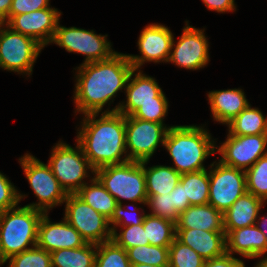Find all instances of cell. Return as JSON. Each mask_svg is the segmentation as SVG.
Returning a JSON list of instances; mask_svg holds the SVG:
<instances>
[{
  "label": "cell",
  "instance_id": "obj_44",
  "mask_svg": "<svg viewBox=\"0 0 267 267\" xmlns=\"http://www.w3.org/2000/svg\"><path fill=\"white\" fill-rule=\"evenodd\" d=\"M12 0H0V20L6 21L9 18V11Z\"/></svg>",
  "mask_w": 267,
  "mask_h": 267
},
{
  "label": "cell",
  "instance_id": "obj_43",
  "mask_svg": "<svg viewBox=\"0 0 267 267\" xmlns=\"http://www.w3.org/2000/svg\"><path fill=\"white\" fill-rule=\"evenodd\" d=\"M208 10L225 13L236 10L235 0H202Z\"/></svg>",
  "mask_w": 267,
  "mask_h": 267
},
{
  "label": "cell",
  "instance_id": "obj_42",
  "mask_svg": "<svg viewBox=\"0 0 267 267\" xmlns=\"http://www.w3.org/2000/svg\"><path fill=\"white\" fill-rule=\"evenodd\" d=\"M170 194H172L173 208H175L179 214L191 206L189 200L185 199L184 187L180 182L170 192Z\"/></svg>",
  "mask_w": 267,
  "mask_h": 267
},
{
  "label": "cell",
  "instance_id": "obj_21",
  "mask_svg": "<svg viewBox=\"0 0 267 267\" xmlns=\"http://www.w3.org/2000/svg\"><path fill=\"white\" fill-rule=\"evenodd\" d=\"M207 96L214 120L226 125L249 105L242 89L216 90Z\"/></svg>",
  "mask_w": 267,
  "mask_h": 267
},
{
  "label": "cell",
  "instance_id": "obj_1",
  "mask_svg": "<svg viewBox=\"0 0 267 267\" xmlns=\"http://www.w3.org/2000/svg\"><path fill=\"white\" fill-rule=\"evenodd\" d=\"M134 67L127 54L114 53L109 59L82 63L76 72V112L99 113L119 90L126 89Z\"/></svg>",
  "mask_w": 267,
  "mask_h": 267
},
{
  "label": "cell",
  "instance_id": "obj_15",
  "mask_svg": "<svg viewBox=\"0 0 267 267\" xmlns=\"http://www.w3.org/2000/svg\"><path fill=\"white\" fill-rule=\"evenodd\" d=\"M61 12L48 7L30 13L9 15L5 25L23 35L32 37L43 47L52 42Z\"/></svg>",
  "mask_w": 267,
  "mask_h": 267
},
{
  "label": "cell",
  "instance_id": "obj_10",
  "mask_svg": "<svg viewBox=\"0 0 267 267\" xmlns=\"http://www.w3.org/2000/svg\"><path fill=\"white\" fill-rule=\"evenodd\" d=\"M108 35L96 34L94 30L77 27H64L58 22L51 43L64 48L67 52L79 53L86 56L83 63L109 59L115 51L111 48Z\"/></svg>",
  "mask_w": 267,
  "mask_h": 267
},
{
  "label": "cell",
  "instance_id": "obj_16",
  "mask_svg": "<svg viewBox=\"0 0 267 267\" xmlns=\"http://www.w3.org/2000/svg\"><path fill=\"white\" fill-rule=\"evenodd\" d=\"M173 36L165 25L158 23L147 25L141 31L137 43L141 56L127 55L134 69L138 70L145 62H168Z\"/></svg>",
  "mask_w": 267,
  "mask_h": 267
},
{
  "label": "cell",
  "instance_id": "obj_17",
  "mask_svg": "<svg viewBox=\"0 0 267 267\" xmlns=\"http://www.w3.org/2000/svg\"><path fill=\"white\" fill-rule=\"evenodd\" d=\"M138 71V72H137ZM137 72V74H135ZM141 70L133 69L128 79L125 93L126 104L120 102L112 110L104 112H120L124 116H131L142 104L168 103V100L156 82L155 78L142 74ZM134 76V78H132ZM124 103V104H123Z\"/></svg>",
  "mask_w": 267,
  "mask_h": 267
},
{
  "label": "cell",
  "instance_id": "obj_30",
  "mask_svg": "<svg viewBox=\"0 0 267 267\" xmlns=\"http://www.w3.org/2000/svg\"><path fill=\"white\" fill-rule=\"evenodd\" d=\"M131 264H147L158 267L169 266V247L138 245L126 250Z\"/></svg>",
  "mask_w": 267,
  "mask_h": 267
},
{
  "label": "cell",
  "instance_id": "obj_6",
  "mask_svg": "<svg viewBox=\"0 0 267 267\" xmlns=\"http://www.w3.org/2000/svg\"><path fill=\"white\" fill-rule=\"evenodd\" d=\"M48 165L67 194H76L86 184L83 179L90 176L88 172L95 173L78 143L73 148L59 141L53 146Z\"/></svg>",
  "mask_w": 267,
  "mask_h": 267
},
{
  "label": "cell",
  "instance_id": "obj_46",
  "mask_svg": "<svg viewBox=\"0 0 267 267\" xmlns=\"http://www.w3.org/2000/svg\"><path fill=\"white\" fill-rule=\"evenodd\" d=\"M255 267H267V256L261 259Z\"/></svg>",
  "mask_w": 267,
  "mask_h": 267
},
{
  "label": "cell",
  "instance_id": "obj_11",
  "mask_svg": "<svg viewBox=\"0 0 267 267\" xmlns=\"http://www.w3.org/2000/svg\"><path fill=\"white\" fill-rule=\"evenodd\" d=\"M172 126L125 116L127 157L131 161H146L153 156L158 145H164L168 129Z\"/></svg>",
  "mask_w": 267,
  "mask_h": 267
},
{
  "label": "cell",
  "instance_id": "obj_26",
  "mask_svg": "<svg viewBox=\"0 0 267 267\" xmlns=\"http://www.w3.org/2000/svg\"><path fill=\"white\" fill-rule=\"evenodd\" d=\"M50 254L52 267H95L97 244L86 243L80 248L58 249Z\"/></svg>",
  "mask_w": 267,
  "mask_h": 267
},
{
  "label": "cell",
  "instance_id": "obj_39",
  "mask_svg": "<svg viewBox=\"0 0 267 267\" xmlns=\"http://www.w3.org/2000/svg\"><path fill=\"white\" fill-rule=\"evenodd\" d=\"M169 103H148L142 104V106L137 109L132 116L142 120L163 123L168 112Z\"/></svg>",
  "mask_w": 267,
  "mask_h": 267
},
{
  "label": "cell",
  "instance_id": "obj_7",
  "mask_svg": "<svg viewBox=\"0 0 267 267\" xmlns=\"http://www.w3.org/2000/svg\"><path fill=\"white\" fill-rule=\"evenodd\" d=\"M26 178L38 198V203L26 205L48 213V210L58 206L66 200L67 193L53 175L51 168L31 154H25L19 159Z\"/></svg>",
  "mask_w": 267,
  "mask_h": 267
},
{
  "label": "cell",
  "instance_id": "obj_31",
  "mask_svg": "<svg viewBox=\"0 0 267 267\" xmlns=\"http://www.w3.org/2000/svg\"><path fill=\"white\" fill-rule=\"evenodd\" d=\"M127 251L113 240L97 244L95 267H130Z\"/></svg>",
  "mask_w": 267,
  "mask_h": 267
},
{
  "label": "cell",
  "instance_id": "obj_28",
  "mask_svg": "<svg viewBox=\"0 0 267 267\" xmlns=\"http://www.w3.org/2000/svg\"><path fill=\"white\" fill-rule=\"evenodd\" d=\"M142 223L150 245L169 247L173 243L176 237L173 221L148 213Z\"/></svg>",
  "mask_w": 267,
  "mask_h": 267
},
{
  "label": "cell",
  "instance_id": "obj_20",
  "mask_svg": "<svg viewBox=\"0 0 267 267\" xmlns=\"http://www.w3.org/2000/svg\"><path fill=\"white\" fill-rule=\"evenodd\" d=\"M226 253H237L249 259L260 258L267 253V241L255 224L232 230L226 235Z\"/></svg>",
  "mask_w": 267,
  "mask_h": 267
},
{
  "label": "cell",
  "instance_id": "obj_47",
  "mask_svg": "<svg viewBox=\"0 0 267 267\" xmlns=\"http://www.w3.org/2000/svg\"><path fill=\"white\" fill-rule=\"evenodd\" d=\"M130 267H158V266H155V265H147V264H131Z\"/></svg>",
  "mask_w": 267,
  "mask_h": 267
},
{
  "label": "cell",
  "instance_id": "obj_45",
  "mask_svg": "<svg viewBox=\"0 0 267 267\" xmlns=\"http://www.w3.org/2000/svg\"><path fill=\"white\" fill-rule=\"evenodd\" d=\"M257 218L258 220H256L255 225L258 227V229L264 234L266 241H267V216L265 215V217H260L258 214ZM261 220V221H260Z\"/></svg>",
  "mask_w": 267,
  "mask_h": 267
},
{
  "label": "cell",
  "instance_id": "obj_9",
  "mask_svg": "<svg viewBox=\"0 0 267 267\" xmlns=\"http://www.w3.org/2000/svg\"><path fill=\"white\" fill-rule=\"evenodd\" d=\"M65 202L66 221L72 225L86 243L100 244L112 240L109 219L98 213L76 194H68Z\"/></svg>",
  "mask_w": 267,
  "mask_h": 267
},
{
  "label": "cell",
  "instance_id": "obj_2",
  "mask_svg": "<svg viewBox=\"0 0 267 267\" xmlns=\"http://www.w3.org/2000/svg\"><path fill=\"white\" fill-rule=\"evenodd\" d=\"M84 114L76 142L91 166L98 168L129 161L125 141V116L120 112ZM124 154V158L123 157Z\"/></svg>",
  "mask_w": 267,
  "mask_h": 267
},
{
  "label": "cell",
  "instance_id": "obj_14",
  "mask_svg": "<svg viewBox=\"0 0 267 267\" xmlns=\"http://www.w3.org/2000/svg\"><path fill=\"white\" fill-rule=\"evenodd\" d=\"M204 30L190 26L186 21L183 33L176 44L173 37L168 62L188 70H198L206 66L209 62V42Z\"/></svg>",
  "mask_w": 267,
  "mask_h": 267
},
{
  "label": "cell",
  "instance_id": "obj_41",
  "mask_svg": "<svg viewBox=\"0 0 267 267\" xmlns=\"http://www.w3.org/2000/svg\"><path fill=\"white\" fill-rule=\"evenodd\" d=\"M243 260L235 258L233 255L225 253L223 256L205 260L203 267H244Z\"/></svg>",
  "mask_w": 267,
  "mask_h": 267
},
{
  "label": "cell",
  "instance_id": "obj_3",
  "mask_svg": "<svg viewBox=\"0 0 267 267\" xmlns=\"http://www.w3.org/2000/svg\"><path fill=\"white\" fill-rule=\"evenodd\" d=\"M204 126L177 125L168 129L164 147L167 149L178 173L197 172L206 169L203 162L216 152V145Z\"/></svg>",
  "mask_w": 267,
  "mask_h": 267
},
{
  "label": "cell",
  "instance_id": "obj_48",
  "mask_svg": "<svg viewBox=\"0 0 267 267\" xmlns=\"http://www.w3.org/2000/svg\"><path fill=\"white\" fill-rule=\"evenodd\" d=\"M4 21L0 20V29L2 28V26L4 25Z\"/></svg>",
  "mask_w": 267,
  "mask_h": 267
},
{
  "label": "cell",
  "instance_id": "obj_13",
  "mask_svg": "<svg viewBox=\"0 0 267 267\" xmlns=\"http://www.w3.org/2000/svg\"><path fill=\"white\" fill-rule=\"evenodd\" d=\"M266 146L267 134L239 136L228 133L226 141L216 146V151L222 155L219 159L222 164L246 171L267 154Z\"/></svg>",
  "mask_w": 267,
  "mask_h": 267
},
{
  "label": "cell",
  "instance_id": "obj_38",
  "mask_svg": "<svg viewBox=\"0 0 267 267\" xmlns=\"http://www.w3.org/2000/svg\"><path fill=\"white\" fill-rule=\"evenodd\" d=\"M127 206H123L122 204H117L113 215L109 219V224L111 225V229L114 230V226H130V225H138L142 224L143 219L145 217V212L143 211L141 214L138 215L137 206H135L133 212L136 213V216L134 213L131 215V211L125 209ZM134 214V215H133Z\"/></svg>",
  "mask_w": 267,
  "mask_h": 267
},
{
  "label": "cell",
  "instance_id": "obj_19",
  "mask_svg": "<svg viewBox=\"0 0 267 267\" xmlns=\"http://www.w3.org/2000/svg\"><path fill=\"white\" fill-rule=\"evenodd\" d=\"M182 244L191 247L204 260L223 256L226 253L225 232L199 229H176V237Z\"/></svg>",
  "mask_w": 267,
  "mask_h": 267
},
{
  "label": "cell",
  "instance_id": "obj_12",
  "mask_svg": "<svg viewBox=\"0 0 267 267\" xmlns=\"http://www.w3.org/2000/svg\"><path fill=\"white\" fill-rule=\"evenodd\" d=\"M246 192L244 170L224 165L219 160L210 164L208 204L224 213Z\"/></svg>",
  "mask_w": 267,
  "mask_h": 267
},
{
  "label": "cell",
  "instance_id": "obj_24",
  "mask_svg": "<svg viewBox=\"0 0 267 267\" xmlns=\"http://www.w3.org/2000/svg\"><path fill=\"white\" fill-rule=\"evenodd\" d=\"M148 160L141 161L144 168L147 197L155 194H168L179 183L181 174L172 166L156 165L146 167Z\"/></svg>",
  "mask_w": 267,
  "mask_h": 267
},
{
  "label": "cell",
  "instance_id": "obj_36",
  "mask_svg": "<svg viewBox=\"0 0 267 267\" xmlns=\"http://www.w3.org/2000/svg\"><path fill=\"white\" fill-rule=\"evenodd\" d=\"M146 205L152 210L151 215L159 216L176 223L179 213L173 208L172 194H155L147 197Z\"/></svg>",
  "mask_w": 267,
  "mask_h": 267
},
{
  "label": "cell",
  "instance_id": "obj_27",
  "mask_svg": "<svg viewBox=\"0 0 267 267\" xmlns=\"http://www.w3.org/2000/svg\"><path fill=\"white\" fill-rule=\"evenodd\" d=\"M250 105L227 124L229 134L239 136L267 134V118L258 108H252Z\"/></svg>",
  "mask_w": 267,
  "mask_h": 267
},
{
  "label": "cell",
  "instance_id": "obj_33",
  "mask_svg": "<svg viewBox=\"0 0 267 267\" xmlns=\"http://www.w3.org/2000/svg\"><path fill=\"white\" fill-rule=\"evenodd\" d=\"M204 263L205 260L196 251L176 238L169 246L168 267H203Z\"/></svg>",
  "mask_w": 267,
  "mask_h": 267
},
{
  "label": "cell",
  "instance_id": "obj_40",
  "mask_svg": "<svg viewBox=\"0 0 267 267\" xmlns=\"http://www.w3.org/2000/svg\"><path fill=\"white\" fill-rule=\"evenodd\" d=\"M50 0H12L9 15H20L50 7Z\"/></svg>",
  "mask_w": 267,
  "mask_h": 267
},
{
  "label": "cell",
  "instance_id": "obj_37",
  "mask_svg": "<svg viewBox=\"0 0 267 267\" xmlns=\"http://www.w3.org/2000/svg\"><path fill=\"white\" fill-rule=\"evenodd\" d=\"M26 195L20 194L14 184L0 172V215L15 208Z\"/></svg>",
  "mask_w": 267,
  "mask_h": 267
},
{
  "label": "cell",
  "instance_id": "obj_22",
  "mask_svg": "<svg viewBox=\"0 0 267 267\" xmlns=\"http://www.w3.org/2000/svg\"><path fill=\"white\" fill-rule=\"evenodd\" d=\"M176 229H199L225 232L223 213L210 204L191 205L179 214Z\"/></svg>",
  "mask_w": 267,
  "mask_h": 267
},
{
  "label": "cell",
  "instance_id": "obj_8",
  "mask_svg": "<svg viewBox=\"0 0 267 267\" xmlns=\"http://www.w3.org/2000/svg\"><path fill=\"white\" fill-rule=\"evenodd\" d=\"M43 48L32 37L12 30L4 23L0 29V68L30 76Z\"/></svg>",
  "mask_w": 267,
  "mask_h": 267
},
{
  "label": "cell",
  "instance_id": "obj_29",
  "mask_svg": "<svg viewBox=\"0 0 267 267\" xmlns=\"http://www.w3.org/2000/svg\"><path fill=\"white\" fill-rule=\"evenodd\" d=\"M179 182L184 187L185 199L190 205H205L209 201V171L206 169L183 173Z\"/></svg>",
  "mask_w": 267,
  "mask_h": 267
},
{
  "label": "cell",
  "instance_id": "obj_4",
  "mask_svg": "<svg viewBox=\"0 0 267 267\" xmlns=\"http://www.w3.org/2000/svg\"><path fill=\"white\" fill-rule=\"evenodd\" d=\"M43 213L31 207L17 206L0 215L1 265L9 257L37 245L38 224Z\"/></svg>",
  "mask_w": 267,
  "mask_h": 267
},
{
  "label": "cell",
  "instance_id": "obj_23",
  "mask_svg": "<svg viewBox=\"0 0 267 267\" xmlns=\"http://www.w3.org/2000/svg\"><path fill=\"white\" fill-rule=\"evenodd\" d=\"M264 201L252 193L246 192L223 213L224 231H230L255 224Z\"/></svg>",
  "mask_w": 267,
  "mask_h": 267
},
{
  "label": "cell",
  "instance_id": "obj_25",
  "mask_svg": "<svg viewBox=\"0 0 267 267\" xmlns=\"http://www.w3.org/2000/svg\"><path fill=\"white\" fill-rule=\"evenodd\" d=\"M90 182V185L88 183L84 184L76 195L98 213L110 219L117 205L115 198L95 176H93Z\"/></svg>",
  "mask_w": 267,
  "mask_h": 267
},
{
  "label": "cell",
  "instance_id": "obj_34",
  "mask_svg": "<svg viewBox=\"0 0 267 267\" xmlns=\"http://www.w3.org/2000/svg\"><path fill=\"white\" fill-rule=\"evenodd\" d=\"M8 267H52L51 254L37 245L9 257Z\"/></svg>",
  "mask_w": 267,
  "mask_h": 267
},
{
  "label": "cell",
  "instance_id": "obj_35",
  "mask_svg": "<svg viewBox=\"0 0 267 267\" xmlns=\"http://www.w3.org/2000/svg\"><path fill=\"white\" fill-rule=\"evenodd\" d=\"M116 227H122L120 233H117ZM123 230V231H122ZM112 240L125 250L138 245H148L149 240L144 230L143 223L130 226H114L112 230Z\"/></svg>",
  "mask_w": 267,
  "mask_h": 267
},
{
  "label": "cell",
  "instance_id": "obj_18",
  "mask_svg": "<svg viewBox=\"0 0 267 267\" xmlns=\"http://www.w3.org/2000/svg\"><path fill=\"white\" fill-rule=\"evenodd\" d=\"M85 244L80 233L65 218L53 223L48 218V213H43L38 224V247L51 253L58 249L80 248Z\"/></svg>",
  "mask_w": 267,
  "mask_h": 267
},
{
  "label": "cell",
  "instance_id": "obj_5",
  "mask_svg": "<svg viewBox=\"0 0 267 267\" xmlns=\"http://www.w3.org/2000/svg\"><path fill=\"white\" fill-rule=\"evenodd\" d=\"M93 175L115 198L117 204H122L121 199L146 204L145 174L141 162L129 160L107 165L96 169Z\"/></svg>",
  "mask_w": 267,
  "mask_h": 267
},
{
  "label": "cell",
  "instance_id": "obj_32",
  "mask_svg": "<svg viewBox=\"0 0 267 267\" xmlns=\"http://www.w3.org/2000/svg\"><path fill=\"white\" fill-rule=\"evenodd\" d=\"M246 173L247 192L267 201V154L260 157Z\"/></svg>",
  "mask_w": 267,
  "mask_h": 267
}]
</instances>
